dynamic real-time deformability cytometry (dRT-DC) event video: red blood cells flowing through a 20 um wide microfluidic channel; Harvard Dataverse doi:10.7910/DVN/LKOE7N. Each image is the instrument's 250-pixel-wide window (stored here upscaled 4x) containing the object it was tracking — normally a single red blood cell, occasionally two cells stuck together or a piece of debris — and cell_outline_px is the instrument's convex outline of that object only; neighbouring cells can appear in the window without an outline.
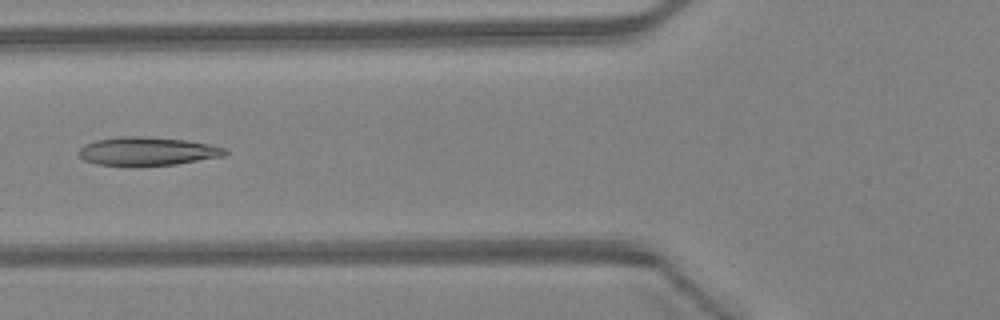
{"species": "Egyptian fruit bat (a non-hibernating species)", "species_latin": "Rousettus aegyptiacus", "temperature_condition": "warm", "stored_images_in_passage": 45, "camera_frame_rate_fps": 3000, "um_per_image_px": 0.085, "animal": {"sex": "female"}, "frame": {"image": 1, "passage_image": 18, "time_ms": 5.667, "image_size_px": [1000, 320], "cell_outline_px": [[228, 152], [224, 156], [176, 164], [136, 168], [132, 168], [96, 164], [84, 160], [76, 152], [84, 144], [96, 140], [124, 136], [144, 136], [188, 140], [208, 144], [224, 148]], "centroid_in_image_um": [12.47, 12.89], "position_along_channel_um": 113.3, "area_um2": 24.97}}
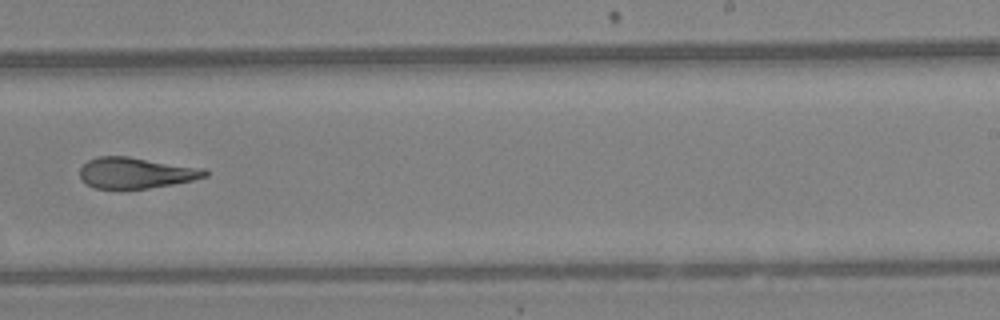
{"frame": {"image": 2, "passage_image": 29, "time_ms": 9.333, "image_size_px": [1000, 320], "cell_outline_px": [[208, 176], [192, 180], [172, 184], [148, 188], [96, 188], [88, 184], [80, 176], [80, 168], [88, 160], [96, 156], [128, 156], [204, 168], [208, 172]], "centroid_in_image_um": [11.57, 14.67], "position_along_channel_um": 277.4, "area_um2": 22.37}}
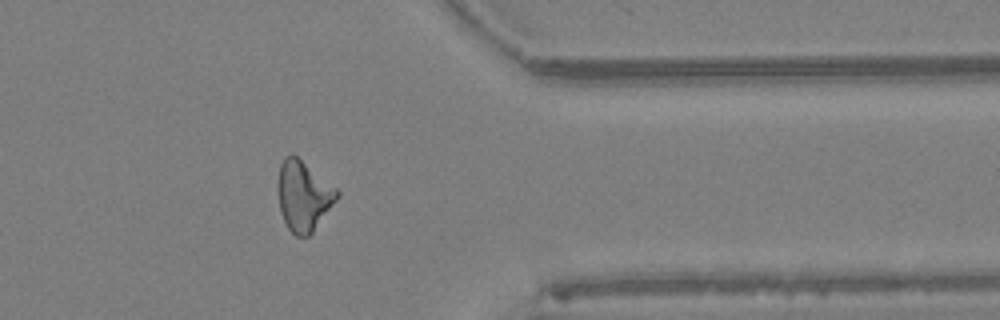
{"frame": {"image": 3, "passage_image": 37, "time_ms": 12.0, "image_size_px": [1000, 320], "cell_outline_px": [[340, 196], [312, 232], [308, 236], [296, 236], [288, 228], [280, 212], [276, 188], [276, 184], [280, 164], [284, 156], [292, 152], [336, 188], [340, 192]], "centroid_in_image_um": [25.76, 16.62], "position_along_channel_um": 385.6, "area_um2": 24.33}, "authors_computed_cell_mechanics": {"area_um2": 24.5072, "velocity_mm_per_s": 4.5036, "shape_relaxation_time_tau1_ms": null, "shape_relaxation_time_tau2_ms": 3.2759, "deformation_change_tau1": null, "deformation_change_tau2": 0.1287}}